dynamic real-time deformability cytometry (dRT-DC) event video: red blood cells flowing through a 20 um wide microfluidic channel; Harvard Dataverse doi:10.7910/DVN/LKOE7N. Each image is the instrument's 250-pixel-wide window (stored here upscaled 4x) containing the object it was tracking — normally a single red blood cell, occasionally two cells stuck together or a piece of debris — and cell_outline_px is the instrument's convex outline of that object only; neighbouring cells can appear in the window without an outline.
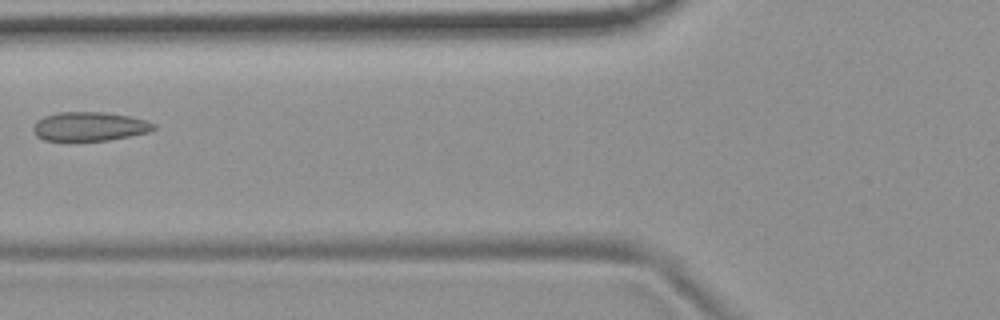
{"species": "common noctule bat (a hibernating species)", "species_latin": "Nyctalus noctula", "temperature_condition": "room temperature", "stored_images_in_passage": 6, "camera_frame_rate_fps": 3000, "um_per_image_px": 0.085, "animal": {"sex": "female", "body_mass_g": 19.9}, "frame": {"image": 1, "passage_image": 6, "time_ms": 6.667, "image_size_px": [1000, 320], "cell_outline_px": [[156, 128], [148, 132], [108, 140], [44, 140], [36, 136], [32, 128], [36, 120], [44, 116], [60, 112], [104, 112], [128, 116], [148, 120], [156, 124]], "centroid_in_image_um": [7.6, 10.74], "position_along_channel_um": 118.2, "area_um2": 20.29}}